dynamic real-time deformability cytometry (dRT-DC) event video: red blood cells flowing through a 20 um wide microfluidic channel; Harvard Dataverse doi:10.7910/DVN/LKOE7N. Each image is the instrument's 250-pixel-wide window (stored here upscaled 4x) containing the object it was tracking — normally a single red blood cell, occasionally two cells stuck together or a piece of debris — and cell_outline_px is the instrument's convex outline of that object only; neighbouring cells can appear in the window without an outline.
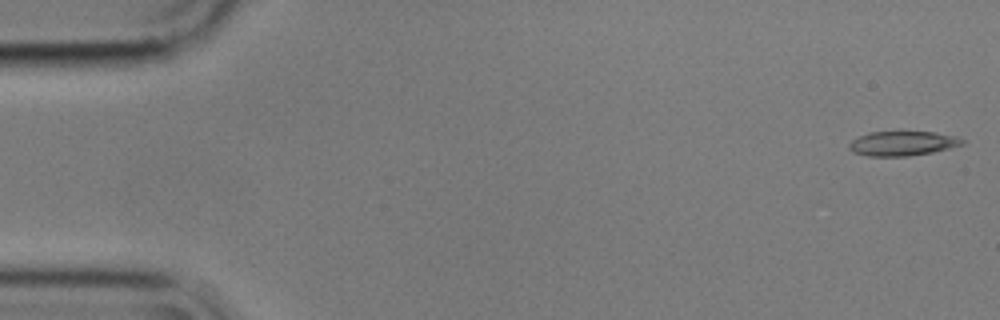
{"species": "common noctule bat (a hibernating species)", "species_latin": "Nyctalus noctula", "temperature_condition": "cold", "stored_images_in_passage": 55, "camera_frame_rate_fps": 3000, "um_per_image_px": 0.085, "animal": {"sex": "male", "body_mass_g": 17.9}, "frame": {"image": 1, "passage_image": 1, "time_ms": 0.0, "image_size_px": [1000, 320], "cell_outline_px": [[964, 144], [932, 152], [908, 156], [868, 156], [852, 152], [848, 148], [848, 144], [852, 140], [868, 132], [900, 128], [936, 132], [956, 136], [964, 140]], "centroid_in_image_um": [76.69, 12.13], "position_along_channel_um": 8.3, "area_um2": 17.11}}
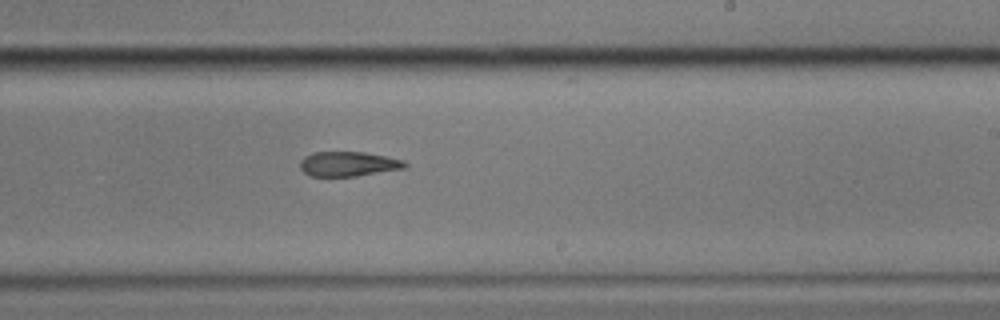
{"frame": {"image": 2, "passage_image": 33, "time_ms": 10.667, "image_size_px": [1000, 320], "cell_outline_px": [[408, 168], [356, 176], [308, 176], [300, 168], [300, 160], [304, 156], [312, 152], [364, 152], [404, 160], [408, 164]], "centroid_in_image_um": [29.61, 13.94], "position_along_channel_um": 259.4, "area_um2": 15.26}}
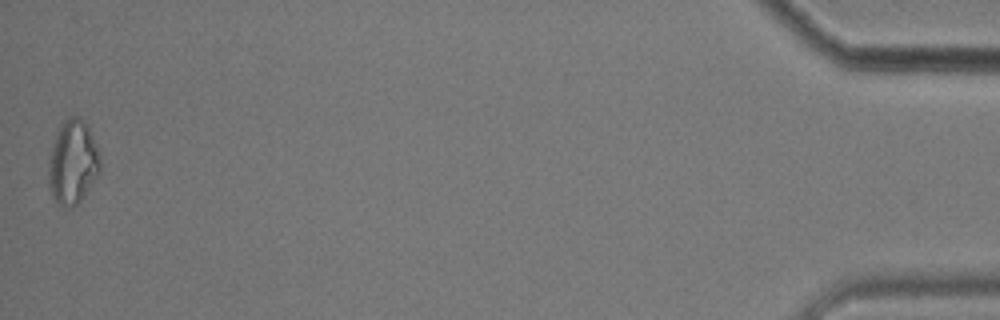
{"frame": {"image": 3, "passage_image": 55, "time_ms": 18.0, "image_size_px": [1000, 320], "cell_outline_px": [[100, 172], [84, 196], [76, 204], [68, 208], [64, 208], [52, 196], [48, 188], [48, 160], [52, 144], [56, 132], [60, 124], [68, 116], [76, 116], [84, 120], [96, 144], [100, 156]], "centroid_in_image_um": [6.16, 13.78], "position_along_channel_um": 429.0, "area_um2": 25.49}, "authors_computed_cell_mechanics": {"area_um2": 16.8198, "velocity_mm_per_s": 3.5772, "shape_relaxation_time_tau1_ms": null, "shape_relaxation_time_tau2_ms": 9.9168, "deformation_change_tau1": null, "deformation_change_tau2": 0.202}}